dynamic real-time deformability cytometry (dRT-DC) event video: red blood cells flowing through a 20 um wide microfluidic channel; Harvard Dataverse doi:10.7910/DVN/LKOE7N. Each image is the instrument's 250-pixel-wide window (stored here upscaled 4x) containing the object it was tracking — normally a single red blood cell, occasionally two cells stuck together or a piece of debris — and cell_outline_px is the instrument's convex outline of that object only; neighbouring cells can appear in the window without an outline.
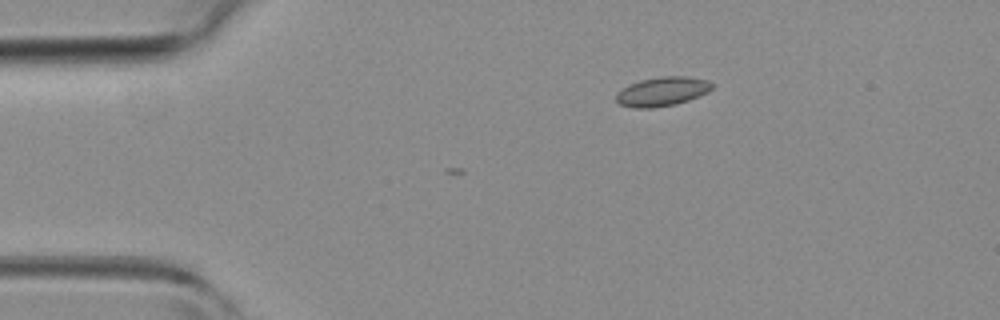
{"species": "common noctule bat (a hibernating species)", "species_latin": "Nyctalus noctula", "temperature_condition": "room temperature", "stored_images_in_passage": 2, "camera_frame_rate_fps": 3000, "um_per_image_px": 0.085, "animal": {"sex": "female", "body_mass_g": 19.3, "forearm_length_mm": 54.1}, "frame": {"image": 1, "passage_image": 2, "time_ms": 1.0, "image_size_px": [1000, 320], "cell_outline_px": [[712, 88], [708, 92], [688, 100], [676, 104], [652, 108], [636, 108], [620, 104], [616, 100], [616, 96], [624, 88], [640, 80], [664, 76], [688, 76], [708, 80], [712, 84]], "centroid_in_image_um": [56.33, 7.78], "position_along_channel_um": 28.7, "area_um2": 16.01}}